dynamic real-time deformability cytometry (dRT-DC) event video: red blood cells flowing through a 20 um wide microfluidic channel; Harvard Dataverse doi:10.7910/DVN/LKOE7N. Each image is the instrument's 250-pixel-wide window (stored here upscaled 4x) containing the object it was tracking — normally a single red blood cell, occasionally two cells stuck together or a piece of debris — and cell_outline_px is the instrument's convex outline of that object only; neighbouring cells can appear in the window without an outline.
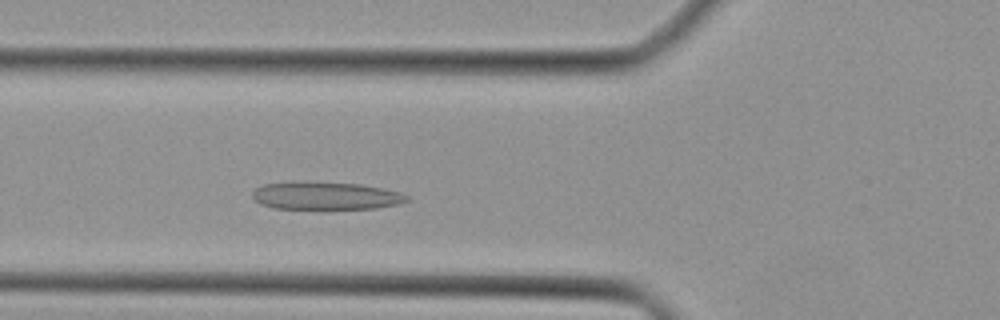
{"species": "Egyptian fruit bat (a non-hibernating species)", "species_latin": "Rousettus aegyptiacus", "temperature_condition": "cold", "stored_images_in_passage": 34, "camera_frame_rate_fps": 3000, "um_per_image_px": 0.085, "animal": {"sex": "female"}, "frame": {"image": 1, "passage_image": 10, "time_ms": 3.0, "image_size_px": [1000, 320], "cell_outline_px": [[408, 200], [400, 204], [376, 208], [324, 212], [276, 208], [260, 204], [252, 196], [252, 192], [256, 188], [264, 184], [292, 180], [304, 180], [360, 184], [400, 192], [408, 196]], "centroid_in_image_um": [27.64, 16.67], "position_along_channel_um": 98.2, "area_um2": 26.65}}
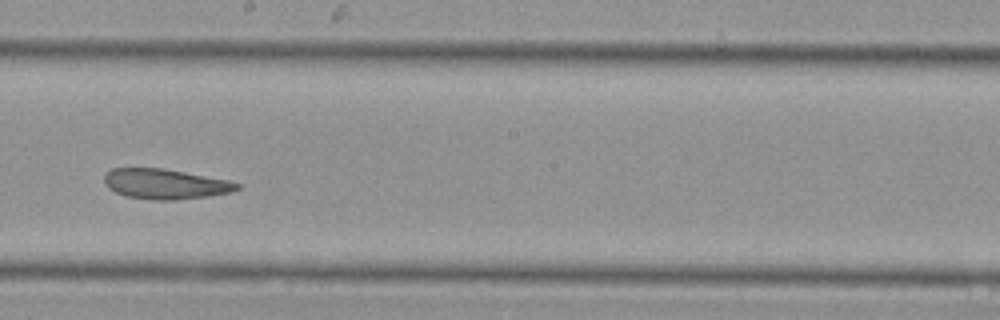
{"frame": {"image": 2, "passage_image": 19, "time_ms": 6.0, "image_size_px": [1000, 320], "cell_outline_px": [[240, 188], [232, 192], [208, 196], [176, 200], [152, 200], [124, 196], [108, 188], [104, 180], [104, 176], [112, 168], [164, 168], [228, 180], [240, 184]], "centroid_in_image_um": [14.05, 15.64], "position_along_channel_um": 234.2, "area_um2": 23.35}}
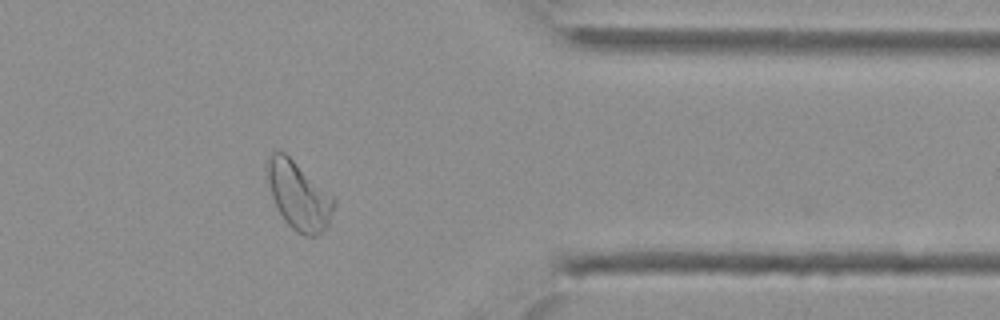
{"frame": {"image": 3, "passage_image": 30, "time_ms": 9.667, "image_size_px": [1000, 320], "cell_outline_px": [[336, 204], [328, 224], [316, 236], [304, 236], [296, 232], [284, 220], [272, 196], [264, 164], [268, 156], [272, 152], [280, 148], [332, 196], [336, 200]], "centroid_in_image_um": [25.35, 16.6], "position_along_channel_um": 386.0, "area_um2": 26.24}}